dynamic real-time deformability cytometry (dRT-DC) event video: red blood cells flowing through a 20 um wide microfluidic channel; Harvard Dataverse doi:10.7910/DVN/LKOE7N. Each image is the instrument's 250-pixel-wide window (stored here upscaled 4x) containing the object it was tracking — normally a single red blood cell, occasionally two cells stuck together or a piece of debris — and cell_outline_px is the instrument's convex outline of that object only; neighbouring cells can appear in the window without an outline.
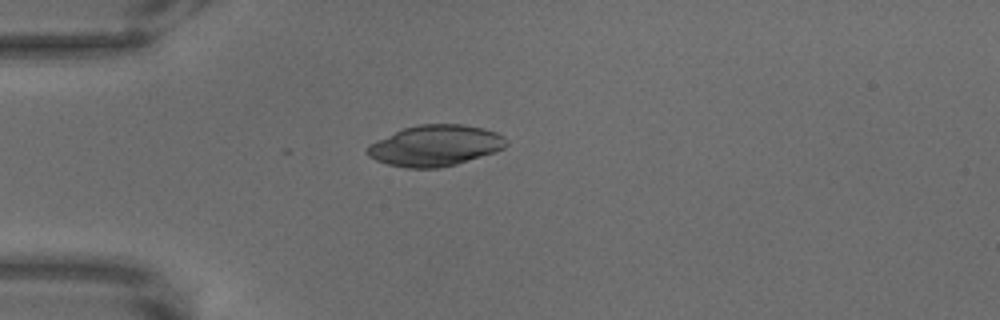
{"species": "common noctule bat (a hibernating species)", "species_latin": "Nyctalus noctula", "temperature_condition": "warm", "stored_images_in_passage": 18, "camera_frame_rate_fps": 3000, "um_per_image_px": 0.085, "animal": {"sex": "male", "body_mass_g": 18.8}, "frame": {"image": 1, "passage_image": 1, "time_ms": 0.0, "image_size_px": [1000, 320], "cell_outline_px": [[508, 144], [504, 148], [496, 152], [456, 164], [440, 168], [404, 168], [388, 164], [376, 160], [368, 156], [364, 152], [364, 148], [368, 144], [376, 140], [404, 128], [420, 124], [460, 124], [484, 128], [496, 132], [504, 136], [508, 140]], "centroid_in_image_um": [36.98, 12.38], "position_along_channel_um": 48.0, "area_um2": 33.47}}